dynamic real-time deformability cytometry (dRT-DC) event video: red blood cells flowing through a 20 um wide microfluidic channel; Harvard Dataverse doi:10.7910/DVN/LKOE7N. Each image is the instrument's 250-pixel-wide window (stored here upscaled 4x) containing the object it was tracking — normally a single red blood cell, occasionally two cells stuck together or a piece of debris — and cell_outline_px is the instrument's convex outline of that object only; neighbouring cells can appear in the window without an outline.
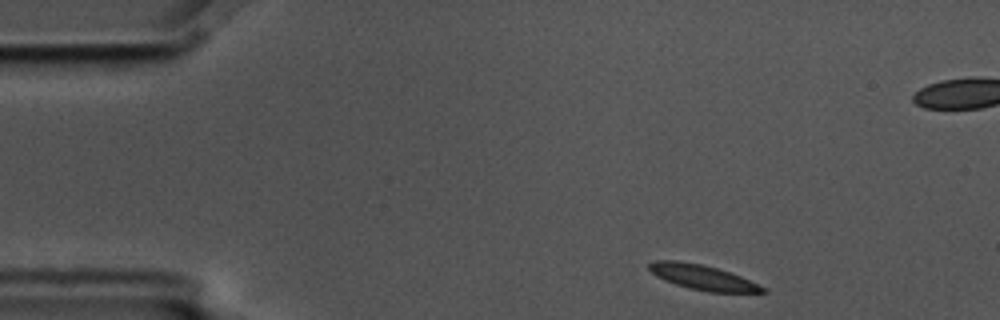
{"species": "common noctule bat (a hibernating species)", "species_latin": "Nyctalus noctula", "temperature_condition": "cold", "stored_images_in_passage": 4, "camera_frame_rate_fps": 3000, "um_per_image_px": 0.085, "animal": {"sex": "male", "body_mass_g": 17.5, "forearm_length_mm": 52.3}, "frame": {"image": 1, "passage_image": 1, "time_ms": 0.0, "image_size_px": [1000, 320], "cell_outline_px": [[768, 292], [708, 292], [688, 288], [664, 280], [656, 276], [648, 268], [648, 264], [656, 260], [676, 260], [700, 264], [716, 268], [740, 276], [764, 288]], "centroid_in_image_um": [59.65, 23.57], "position_along_channel_um": 25.3, "area_um2": 16.18}}